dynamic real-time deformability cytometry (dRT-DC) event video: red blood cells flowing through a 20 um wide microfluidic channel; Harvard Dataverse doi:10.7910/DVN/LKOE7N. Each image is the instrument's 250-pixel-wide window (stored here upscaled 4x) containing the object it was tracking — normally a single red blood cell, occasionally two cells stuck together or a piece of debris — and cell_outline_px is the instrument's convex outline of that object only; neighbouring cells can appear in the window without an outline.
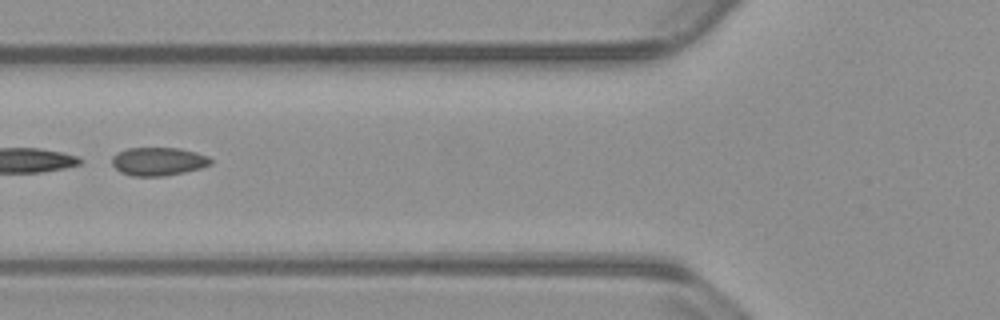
{"species": "common noctule bat (a hibernating species)", "species_latin": "Nyctalus noctula", "temperature_condition": "warm", "stored_images_in_passage": 53, "segment_of_instrument_passage": [2, 2], "camera_frame_rate_fps": 3000, "um_per_image_px": 0.085, "animal": {"sex": "male", "body_mass_g": 23.1, "forearm_length_mm": 52.7}, "frame": {"image": 1, "passage_image": 20, "time_ms": 6.333, "image_size_px": [1000, 320], "cell_outline_px": [[212, 164], [200, 168], [184, 172], [164, 176], [132, 176], [120, 172], [112, 164], [112, 156], [128, 148], [180, 148], [196, 152], [208, 156], [212, 160]], "centroid_in_image_um": [13.47, 13.72], "position_along_channel_um": 112.3, "area_um2": 16.24}}
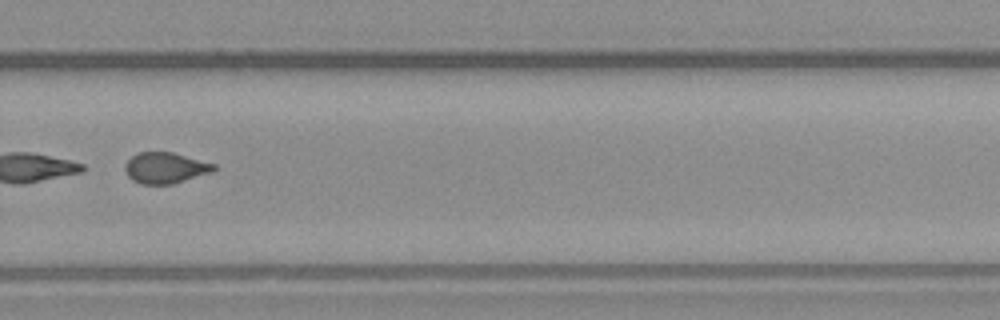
{"frame": {"image": 2, "passage_image": 36, "time_ms": 11.667, "image_size_px": [1000, 320], "cell_outline_px": [[216, 168], [212, 172], [172, 184], [140, 184], [132, 180], [128, 176], [124, 168], [124, 164], [136, 152], [172, 152], [216, 164]], "centroid_in_image_um": [14.03, 14.27], "position_along_channel_um": 315.8, "area_um2": 16.07}}